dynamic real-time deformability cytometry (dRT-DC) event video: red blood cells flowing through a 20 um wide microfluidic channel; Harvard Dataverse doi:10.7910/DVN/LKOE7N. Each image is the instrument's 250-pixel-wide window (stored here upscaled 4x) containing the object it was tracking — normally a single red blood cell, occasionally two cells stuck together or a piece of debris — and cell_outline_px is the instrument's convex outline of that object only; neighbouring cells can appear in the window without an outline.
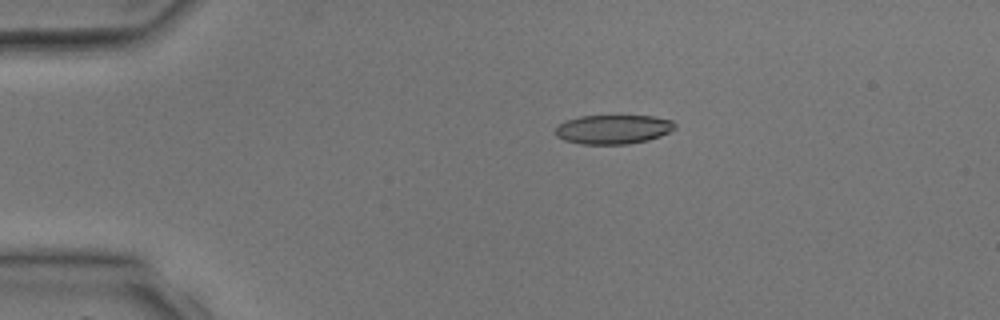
{"species": "common noctule bat (a hibernating species)", "species_latin": "Nyctalus noctula", "temperature_condition": "room temperature", "stored_images_in_passage": 4, "camera_frame_rate_fps": 3000, "um_per_image_px": 0.085, "animal": {"sex": "male", "body_mass_g": 17.9, "forearm_length_mm": 54.2}, "frame": {"image": 1, "passage_image": 3, "time_ms": 2.667, "image_size_px": [1000, 320], "cell_outline_px": [[676, 128], [660, 136], [648, 140], [628, 144], [580, 144], [564, 140], [556, 136], [556, 128], [564, 120], [580, 116], [652, 116], [672, 120], [676, 124]], "centroid_in_image_um": [52.12, 10.99], "position_along_channel_um": 32.9, "area_um2": 20.35}}